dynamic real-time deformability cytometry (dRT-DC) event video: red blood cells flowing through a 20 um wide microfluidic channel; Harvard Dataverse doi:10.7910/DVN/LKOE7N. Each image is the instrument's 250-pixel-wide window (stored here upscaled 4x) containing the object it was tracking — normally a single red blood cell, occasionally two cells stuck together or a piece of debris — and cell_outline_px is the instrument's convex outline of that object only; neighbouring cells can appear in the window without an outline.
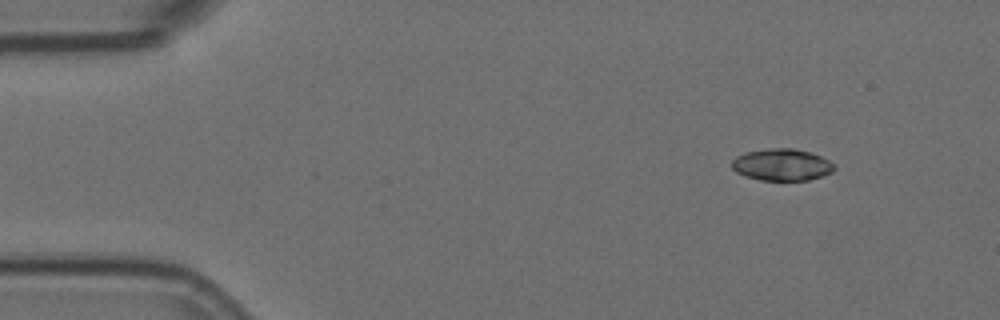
{"species": "Egyptian fruit bat (a non-hibernating species)", "species_latin": "Rousettus aegyptiacus", "temperature_condition": "room temperature", "stored_images_in_passage": 3, "camera_frame_rate_fps": 3000, "um_per_image_px": 0.085, "animal": {"sex": "female"}, "frame": {"image": 1, "passage_image": 1, "time_ms": 0.0, "image_size_px": [1000, 320], "cell_outline_px": [[836, 168], [832, 172], [824, 176], [808, 180], [760, 180], [744, 176], [736, 172], [732, 168], [732, 160], [736, 156], [744, 152], [768, 148], [792, 148], [808, 152], [820, 156], [828, 160]], "centroid_in_image_um": [66.43, 14.0], "position_along_channel_um": 18.6, "area_um2": 19.07}}
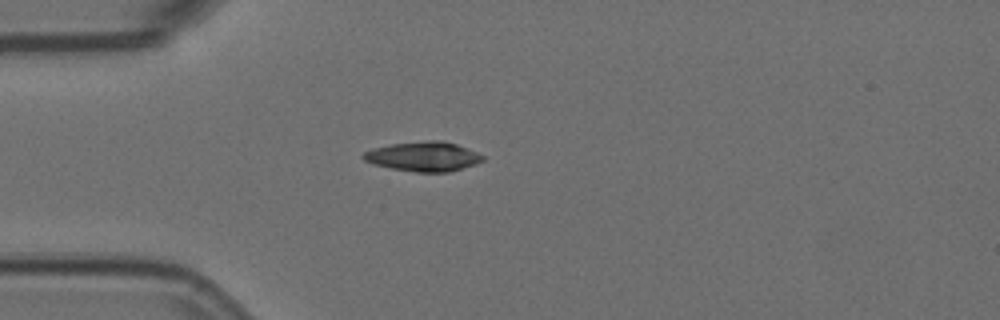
{"frame": {"image": 2, "passage_image": 3, "time_ms": 0.667, "image_size_px": [1000, 320], "cell_outline_px": [[484, 160], [448, 172], [416, 172], [392, 168], [372, 164], [364, 160], [360, 156], [364, 152], [372, 148], [392, 144], [424, 140], [444, 140], [456, 144], [476, 152], [484, 156]], "centroid_in_image_um": [35.94, 13.29], "position_along_channel_um": 49.1, "area_um2": 20.46}}